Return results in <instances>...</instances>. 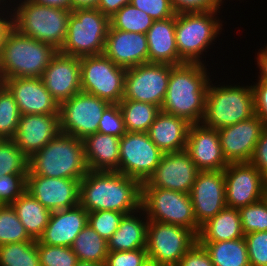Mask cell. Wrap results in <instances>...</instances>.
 <instances>
[{
  "instance_id": "obj_15",
  "label": "cell",
  "mask_w": 267,
  "mask_h": 266,
  "mask_svg": "<svg viewBox=\"0 0 267 266\" xmlns=\"http://www.w3.org/2000/svg\"><path fill=\"white\" fill-rule=\"evenodd\" d=\"M224 177L226 207L240 209L266 196L267 181L250 162L229 163Z\"/></svg>"
},
{
  "instance_id": "obj_35",
  "label": "cell",
  "mask_w": 267,
  "mask_h": 266,
  "mask_svg": "<svg viewBox=\"0 0 267 266\" xmlns=\"http://www.w3.org/2000/svg\"><path fill=\"white\" fill-rule=\"evenodd\" d=\"M0 266H41L36 241L0 245Z\"/></svg>"
},
{
  "instance_id": "obj_43",
  "label": "cell",
  "mask_w": 267,
  "mask_h": 266,
  "mask_svg": "<svg viewBox=\"0 0 267 266\" xmlns=\"http://www.w3.org/2000/svg\"><path fill=\"white\" fill-rule=\"evenodd\" d=\"M27 174L0 176V205H11L26 191Z\"/></svg>"
},
{
  "instance_id": "obj_7",
  "label": "cell",
  "mask_w": 267,
  "mask_h": 266,
  "mask_svg": "<svg viewBox=\"0 0 267 266\" xmlns=\"http://www.w3.org/2000/svg\"><path fill=\"white\" fill-rule=\"evenodd\" d=\"M110 27V18L97 8L71 11L67 35L60 53L83 57L103 54Z\"/></svg>"
},
{
  "instance_id": "obj_27",
  "label": "cell",
  "mask_w": 267,
  "mask_h": 266,
  "mask_svg": "<svg viewBox=\"0 0 267 266\" xmlns=\"http://www.w3.org/2000/svg\"><path fill=\"white\" fill-rule=\"evenodd\" d=\"M190 125L184 118L160 111L147 134L163 153L180 152L185 150Z\"/></svg>"
},
{
  "instance_id": "obj_8",
  "label": "cell",
  "mask_w": 267,
  "mask_h": 266,
  "mask_svg": "<svg viewBox=\"0 0 267 266\" xmlns=\"http://www.w3.org/2000/svg\"><path fill=\"white\" fill-rule=\"evenodd\" d=\"M140 211L147 215L149 221L179 225L192 230L197 236L200 232L188 193L150 187L143 182Z\"/></svg>"
},
{
  "instance_id": "obj_37",
  "label": "cell",
  "mask_w": 267,
  "mask_h": 266,
  "mask_svg": "<svg viewBox=\"0 0 267 266\" xmlns=\"http://www.w3.org/2000/svg\"><path fill=\"white\" fill-rule=\"evenodd\" d=\"M21 113L11 92L0 83V139H13Z\"/></svg>"
},
{
  "instance_id": "obj_9",
  "label": "cell",
  "mask_w": 267,
  "mask_h": 266,
  "mask_svg": "<svg viewBox=\"0 0 267 266\" xmlns=\"http://www.w3.org/2000/svg\"><path fill=\"white\" fill-rule=\"evenodd\" d=\"M218 11L179 13L175 15V36L179 56L186 63H202L199 58L219 35L222 24Z\"/></svg>"
},
{
  "instance_id": "obj_41",
  "label": "cell",
  "mask_w": 267,
  "mask_h": 266,
  "mask_svg": "<svg viewBox=\"0 0 267 266\" xmlns=\"http://www.w3.org/2000/svg\"><path fill=\"white\" fill-rule=\"evenodd\" d=\"M41 266H76L77 256L71 247L51 246L36 240Z\"/></svg>"
},
{
  "instance_id": "obj_22",
  "label": "cell",
  "mask_w": 267,
  "mask_h": 266,
  "mask_svg": "<svg viewBox=\"0 0 267 266\" xmlns=\"http://www.w3.org/2000/svg\"><path fill=\"white\" fill-rule=\"evenodd\" d=\"M1 83L13 95L21 115L59 114V104L40 77L9 78Z\"/></svg>"
},
{
  "instance_id": "obj_14",
  "label": "cell",
  "mask_w": 267,
  "mask_h": 266,
  "mask_svg": "<svg viewBox=\"0 0 267 266\" xmlns=\"http://www.w3.org/2000/svg\"><path fill=\"white\" fill-rule=\"evenodd\" d=\"M169 77V64L147 62L129 68L125 74L123 99L150 103L161 108Z\"/></svg>"
},
{
  "instance_id": "obj_53",
  "label": "cell",
  "mask_w": 267,
  "mask_h": 266,
  "mask_svg": "<svg viewBox=\"0 0 267 266\" xmlns=\"http://www.w3.org/2000/svg\"><path fill=\"white\" fill-rule=\"evenodd\" d=\"M9 17H10V20L9 18L7 19L3 18V16L0 17V55H1L2 48H3V45L5 44L8 34L14 28L13 14L10 15Z\"/></svg>"
},
{
  "instance_id": "obj_52",
  "label": "cell",
  "mask_w": 267,
  "mask_h": 266,
  "mask_svg": "<svg viewBox=\"0 0 267 266\" xmlns=\"http://www.w3.org/2000/svg\"><path fill=\"white\" fill-rule=\"evenodd\" d=\"M131 0H99L97 9L107 17H112L123 6L129 4Z\"/></svg>"
},
{
  "instance_id": "obj_1",
  "label": "cell",
  "mask_w": 267,
  "mask_h": 266,
  "mask_svg": "<svg viewBox=\"0 0 267 266\" xmlns=\"http://www.w3.org/2000/svg\"><path fill=\"white\" fill-rule=\"evenodd\" d=\"M79 204L89 213H141V183L118 171L88 170L79 183Z\"/></svg>"
},
{
  "instance_id": "obj_47",
  "label": "cell",
  "mask_w": 267,
  "mask_h": 266,
  "mask_svg": "<svg viewBox=\"0 0 267 266\" xmlns=\"http://www.w3.org/2000/svg\"><path fill=\"white\" fill-rule=\"evenodd\" d=\"M137 9L146 12L155 21L165 20L176 15L171 0H131Z\"/></svg>"
},
{
  "instance_id": "obj_26",
  "label": "cell",
  "mask_w": 267,
  "mask_h": 266,
  "mask_svg": "<svg viewBox=\"0 0 267 266\" xmlns=\"http://www.w3.org/2000/svg\"><path fill=\"white\" fill-rule=\"evenodd\" d=\"M148 62L180 65L186 63L178 53L175 36V16L153 22L146 33Z\"/></svg>"
},
{
  "instance_id": "obj_29",
  "label": "cell",
  "mask_w": 267,
  "mask_h": 266,
  "mask_svg": "<svg viewBox=\"0 0 267 266\" xmlns=\"http://www.w3.org/2000/svg\"><path fill=\"white\" fill-rule=\"evenodd\" d=\"M243 237L239 209L225 207L201 226L198 242H220Z\"/></svg>"
},
{
  "instance_id": "obj_3",
  "label": "cell",
  "mask_w": 267,
  "mask_h": 266,
  "mask_svg": "<svg viewBox=\"0 0 267 266\" xmlns=\"http://www.w3.org/2000/svg\"><path fill=\"white\" fill-rule=\"evenodd\" d=\"M87 171L83 140L62 132L29 158L32 175L81 180Z\"/></svg>"
},
{
  "instance_id": "obj_21",
  "label": "cell",
  "mask_w": 267,
  "mask_h": 266,
  "mask_svg": "<svg viewBox=\"0 0 267 266\" xmlns=\"http://www.w3.org/2000/svg\"><path fill=\"white\" fill-rule=\"evenodd\" d=\"M185 151L200 171H221L229 165L223 155L218 130L202 123L190 125Z\"/></svg>"
},
{
  "instance_id": "obj_6",
  "label": "cell",
  "mask_w": 267,
  "mask_h": 266,
  "mask_svg": "<svg viewBox=\"0 0 267 266\" xmlns=\"http://www.w3.org/2000/svg\"><path fill=\"white\" fill-rule=\"evenodd\" d=\"M210 82L201 122L203 125L218 130L256 115L252 85L216 87Z\"/></svg>"
},
{
  "instance_id": "obj_32",
  "label": "cell",
  "mask_w": 267,
  "mask_h": 266,
  "mask_svg": "<svg viewBox=\"0 0 267 266\" xmlns=\"http://www.w3.org/2000/svg\"><path fill=\"white\" fill-rule=\"evenodd\" d=\"M200 244L209 254L214 266H250L244 237Z\"/></svg>"
},
{
  "instance_id": "obj_24",
  "label": "cell",
  "mask_w": 267,
  "mask_h": 266,
  "mask_svg": "<svg viewBox=\"0 0 267 266\" xmlns=\"http://www.w3.org/2000/svg\"><path fill=\"white\" fill-rule=\"evenodd\" d=\"M103 54L117 66L133 68L148 62L146 34L109 27Z\"/></svg>"
},
{
  "instance_id": "obj_38",
  "label": "cell",
  "mask_w": 267,
  "mask_h": 266,
  "mask_svg": "<svg viewBox=\"0 0 267 266\" xmlns=\"http://www.w3.org/2000/svg\"><path fill=\"white\" fill-rule=\"evenodd\" d=\"M27 241L36 240L28 235L12 205H0V245Z\"/></svg>"
},
{
  "instance_id": "obj_56",
  "label": "cell",
  "mask_w": 267,
  "mask_h": 266,
  "mask_svg": "<svg viewBox=\"0 0 267 266\" xmlns=\"http://www.w3.org/2000/svg\"><path fill=\"white\" fill-rule=\"evenodd\" d=\"M99 0H71V10L78 8H97Z\"/></svg>"
},
{
  "instance_id": "obj_42",
  "label": "cell",
  "mask_w": 267,
  "mask_h": 266,
  "mask_svg": "<svg viewBox=\"0 0 267 266\" xmlns=\"http://www.w3.org/2000/svg\"><path fill=\"white\" fill-rule=\"evenodd\" d=\"M125 213L102 210L88 214V224L105 240H109L118 229Z\"/></svg>"
},
{
  "instance_id": "obj_48",
  "label": "cell",
  "mask_w": 267,
  "mask_h": 266,
  "mask_svg": "<svg viewBox=\"0 0 267 266\" xmlns=\"http://www.w3.org/2000/svg\"><path fill=\"white\" fill-rule=\"evenodd\" d=\"M171 4L176 14L218 11L221 6L218 0H171Z\"/></svg>"
},
{
  "instance_id": "obj_4",
  "label": "cell",
  "mask_w": 267,
  "mask_h": 266,
  "mask_svg": "<svg viewBox=\"0 0 267 266\" xmlns=\"http://www.w3.org/2000/svg\"><path fill=\"white\" fill-rule=\"evenodd\" d=\"M57 51L52 45L24 36L13 28L0 55V83L9 78H41Z\"/></svg>"
},
{
  "instance_id": "obj_39",
  "label": "cell",
  "mask_w": 267,
  "mask_h": 266,
  "mask_svg": "<svg viewBox=\"0 0 267 266\" xmlns=\"http://www.w3.org/2000/svg\"><path fill=\"white\" fill-rule=\"evenodd\" d=\"M29 158L15 144L13 139H0V176L27 174Z\"/></svg>"
},
{
  "instance_id": "obj_40",
  "label": "cell",
  "mask_w": 267,
  "mask_h": 266,
  "mask_svg": "<svg viewBox=\"0 0 267 266\" xmlns=\"http://www.w3.org/2000/svg\"><path fill=\"white\" fill-rule=\"evenodd\" d=\"M244 235L267 231V198L239 209Z\"/></svg>"
},
{
  "instance_id": "obj_54",
  "label": "cell",
  "mask_w": 267,
  "mask_h": 266,
  "mask_svg": "<svg viewBox=\"0 0 267 266\" xmlns=\"http://www.w3.org/2000/svg\"><path fill=\"white\" fill-rule=\"evenodd\" d=\"M257 65L260 69L259 80L267 82V46L257 54Z\"/></svg>"
},
{
  "instance_id": "obj_36",
  "label": "cell",
  "mask_w": 267,
  "mask_h": 266,
  "mask_svg": "<svg viewBox=\"0 0 267 266\" xmlns=\"http://www.w3.org/2000/svg\"><path fill=\"white\" fill-rule=\"evenodd\" d=\"M154 21L146 12L129 3L110 17V26L113 29L146 34Z\"/></svg>"
},
{
  "instance_id": "obj_34",
  "label": "cell",
  "mask_w": 267,
  "mask_h": 266,
  "mask_svg": "<svg viewBox=\"0 0 267 266\" xmlns=\"http://www.w3.org/2000/svg\"><path fill=\"white\" fill-rule=\"evenodd\" d=\"M118 105L126 132H147L161 111L157 105L127 99H122Z\"/></svg>"
},
{
  "instance_id": "obj_17",
  "label": "cell",
  "mask_w": 267,
  "mask_h": 266,
  "mask_svg": "<svg viewBox=\"0 0 267 266\" xmlns=\"http://www.w3.org/2000/svg\"><path fill=\"white\" fill-rule=\"evenodd\" d=\"M190 196L194 217L201 227L226 207L224 170L199 171Z\"/></svg>"
},
{
  "instance_id": "obj_16",
  "label": "cell",
  "mask_w": 267,
  "mask_h": 266,
  "mask_svg": "<svg viewBox=\"0 0 267 266\" xmlns=\"http://www.w3.org/2000/svg\"><path fill=\"white\" fill-rule=\"evenodd\" d=\"M199 171L185 150L164 153L146 183L150 187L190 194Z\"/></svg>"
},
{
  "instance_id": "obj_5",
  "label": "cell",
  "mask_w": 267,
  "mask_h": 266,
  "mask_svg": "<svg viewBox=\"0 0 267 266\" xmlns=\"http://www.w3.org/2000/svg\"><path fill=\"white\" fill-rule=\"evenodd\" d=\"M13 11L14 28L19 33L61 49L72 10L24 0Z\"/></svg>"
},
{
  "instance_id": "obj_45",
  "label": "cell",
  "mask_w": 267,
  "mask_h": 266,
  "mask_svg": "<svg viewBox=\"0 0 267 266\" xmlns=\"http://www.w3.org/2000/svg\"><path fill=\"white\" fill-rule=\"evenodd\" d=\"M97 132L119 138L126 133L123 115L118 104H110L105 109L99 122Z\"/></svg>"
},
{
  "instance_id": "obj_23",
  "label": "cell",
  "mask_w": 267,
  "mask_h": 266,
  "mask_svg": "<svg viewBox=\"0 0 267 266\" xmlns=\"http://www.w3.org/2000/svg\"><path fill=\"white\" fill-rule=\"evenodd\" d=\"M59 132V114H26L20 117L13 141L30 158Z\"/></svg>"
},
{
  "instance_id": "obj_44",
  "label": "cell",
  "mask_w": 267,
  "mask_h": 266,
  "mask_svg": "<svg viewBox=\"0 0 267 266\" xmlns=\"http://www.w3.org/2000/svg\"><path fill=\"white\" fill-rule=\"evenodd\" d=\"M250 266H267V231L244 235Z\"/></svg>"
},
{
  "instance_id": "obj_33",
  "label": "cell",
  "mask_w": 267,
  "mask_h": 266,
  "mask_svg": "<svg viewBox=\"0 0 267 266\" xmlns=\"http://www.w3.org/2000/svg\"><path fill=\"white\" fill-rule=\"evenodd\" d=\"M78 261L105 264L108 243L89 224H87L71 245Z\"/></svg>"
},
{
  "instance_id": "obj_12",
  "label": "cell",
  "mask_w": 267,
  "mask_h": 266,
  "mask_svg": "<svg viewBox=\"0 0 267 266\" xmlns=\"http://www.w3.org/2000/svg\"><path fill=\"white\" fill-rule=\"evenodd\" d=\"M109 105L106 100L80 91L59 104L60 132L81 140L96 133L102 114Z\"/></svg>"
},
{
  "instance_id": "obj_2",
  "label": "cell",
  "mask_w": 267,
  "mask_h": 266,
  "mask_svg": "<svg viewBox=\"0 0 267 266\" xmlns=\"http://www.w3.org/2000/svg\"><path fill=\"white\" fill-rule=\"evenodd\" d=\"M203 63L170 65L168 88L161 111L187 120L202 122L210 81Z\"/></svg>"
},
{
  "instance_id": "obj_58",
  "label": "cell",
  "mask_w": 267,
  "mask_h": 266,
  "mask_svg": "<svg viewBox=\"0 0 267 266\" xmlns=\"http://www.w3.org/2000/svg\"><path fill=\"white\" fill-rule=\"evenodd\" d=\"M151 266H175V265H166V264H155V263H151Z\"/></svg>"
},
{
  "instance_id": "obj_31",
  "label": "cell",
  "mask_w": 267,
  "mask_h": 266,
  "mask_svg": "<svg viewBox=\"0 0 267 266\" xmlns=\"http://www.w3.org/2000/svg\"><path fill=\"white\" fill-rule=\"evenodd\" d=\"M28 235L38 240L48 225L51 211L45 208L27 190L12 204Z\"/></svg>"
},
{
  "instance_id": "obj_10",
  "label": "cell",
  "mask_w": 267,
  "mask_h": 266,
  "mask_svg": "<svg viewBox=\"0 0 267 266\" xmlns=\"http://www.w3.org/2000/svg\"><path fill=\"white\" fill-rule=\"evenodd\" d=\"M126 71L104 54L80 57L81 91L118 104L124 96Z\"/></svg>"
},
{
  "instance_id": "obj_11",
  "label": "cell",
  "mask_w": 267,
  "mask_h": 266,
  "mask_svg": "<svg viewBox=\"0 0 267 266\" xmlns=\"http://www.w3.org/2000/svg\"><path fill=\"white\" fill-rule=\"evenodd\" d=\"M197 241L198 236L190 229L149 221L146 243L149 262L176 266Z\"/></svg>"
},
{
  "instance_id": "obj_51",
  "label": "cell",
  "mask_w": 267,
  "mask_h": 266,
  "mask_svg": "<svg viewBox=\"0 0 267 266\" xmlns=\"http://www.w3.org/2000/svg\"><path fill=\"white\" fill-rule=\"evenodd\" d=\"M254 93L255 114L262 120L267 128V82L258 80L252 86Z\"/></svg>"
},
{
  "instance_id": "obj_50",
  "label": "cell",
  "mask_w": 267,
  "mask_h": 266,
  "mask_svg": "<svg viewBox=\"0 0 267 266\" xmlns=\"http://www.w3.org/2000/svg\"><path fill=\"white\" fill-rule=\"evenodd\" d=\"M249 162L259 170L267 181V128L262 131Z\"/></svg>"
},
{
  "instance_id": "obj_28",
  "label": "cell",
  "mask_w": 267,
  "mask_h": 266,
  "mask_svg": "<svg viewBox=\"0 0 267 266\" xmlns=\"http://www.w3.org/2000/svg\"><path fill=\"white\" fill-rule=\"evenodd\" d=\"M83 143L88 170L119 172V137L96 132L83 139Z\"/></svg>"
},
{
  "instance_id": "obj_25",
  "label": "cell",
  "mask_w": 267,
  "mask_h": 266,
  "mask_svg": "<svg viewBox=\"0 0 267 266\" xmlns=\"http://www.w3.org/2000/svg\"><path fill=\"white\" fill-rule=\"evenodd\" d=\"M88 214L80 204L52 211L48 225L38 240L45 245L71 247L75 238L88 224Z\"/></svg>"
},
{
  "instance_id": "obj_46",
  "label": "cell",
  "mask_w": 267,
  "mask_h": 266,
  "mask_svg": "<svg viewBox=\"0 0 267 266\" xmlns=\"http://www.w3.org/2000/svg\"><path fill=\"white\" fill-rule=\"evenodd\" d=\"M149 263L146 248L132 251H109L104 266H145Z\"/></svg>"
},
{
  "instance_id": "obj_13",
  "label": "cell",
  "mask_w": 267,
  "mask_h": 266,
  "mask_svg": "<svg viewBox=\"0 0 267 266\" xmlns=\"http://www.w3.org/2000/svg\"><path fill=\"white\" fill-rule=\"evenodd\" d=\"M119 172L140 183L154 173L164 154L149 138L147 132H126L120 138Z\"/></svg>"
},
{
  "instance_id": "obj_19",
  "label": "cell",
  "mask_w": 267,
  "mask_h": 266,
  "mask_svg": "<svg viewBox=\"0 0 267 266\" xmlns=\"http://www.w3.org/2000/svg\"><path fill=\"white\" fill-rule=\"evenodd\" d=\"M265 126L253 116L248 120L218 129L220 145L228 163L249 162Z\"/></svg>"
},
{
  "instance_id": "obj_18",
  "label": "cell",
  "mask_w": 267,
  "mask_h": 266,
  "mask_svg": "<svg viewBox=\"0 0 267 266\" xmlns=\"http://www.w3.org/2000/svg\"><path fill=\"white\" fill-rule=\"evenodd\" d=\"M80 180L32 175L27 172L26 190L51 212L79 204Z\"/></svg>"
},
{
  "instance_id": "obj_55",
  "label": "cell",
  "mask_w": 267,
  "mask_h": 266,
  "mask_svg": "<svg viewBox=\"0 0 267 266\" xmlns=\"http://www.w3.org/2000/svg\"><path fill=\"white\" fill-rule=\"evenodd\" d=\"M40 5H47L71 10V0H31Z\"/></svg>"
},
{
  "instance_id": "obj_30",
  "label": "cell",
  "mask_w": 267,
  "mask_h": 266,
  "mask_svg": "<svg viewBox=\"0 0 267 266\" xmlns=\"http://www.w3.org/2000/svg\"><path fill=\"white\" fill-rule=\"evenodd\" d=\"M133 213L123 216L118 229L107 240L109 251H132L146 248L149 220L146 214L141 219V217L134 216L135 213Z\"/></svg>"
},
{
  "instance_id": "obj_57",
  "label": "cell",
  "mask_w": 267,
  "mask_h": 266,
  "mask_svg": "<svg viewBox=\"0 0 267 266\" xmlns=\"http://www.w3.org/2000/svg\"><path fill=\"white\" fill-rule=\"evenodd\" d=\"M76 266H104V264H98V263H94V262H82V261H78L76 263Z\"/></svg>"
},
{
  "instance_id": "obj_20",
  "label": "cell",
  "mask_w": 267,
  "mask_h": 266,
  "mask_svg": "<svg viewBox=\"0 0 267 266\" xmlns=\"http://www.w3.org/2000/svg\"><path fill=\"white\" fill-rule=\"evenodd\" d=\"M41 79L58 104L70 99L81 91L80 57L57 51Z\"/></svg>"
},
{
  "instance_id": "obj_49",
  "label": "cell",
  "mask_w": 267,
  "mask_h": 266,
  "mask_svg": "<svg viewBox=\"0 0 267 266\" xmlns=\"http://www.w3.org/2000/svg\"><path fill=\"white\" fill-rule=\"evenodd\" d=\"M176 266H214L205 248L197 241Z\"/></svg>"
}]
</instances>
